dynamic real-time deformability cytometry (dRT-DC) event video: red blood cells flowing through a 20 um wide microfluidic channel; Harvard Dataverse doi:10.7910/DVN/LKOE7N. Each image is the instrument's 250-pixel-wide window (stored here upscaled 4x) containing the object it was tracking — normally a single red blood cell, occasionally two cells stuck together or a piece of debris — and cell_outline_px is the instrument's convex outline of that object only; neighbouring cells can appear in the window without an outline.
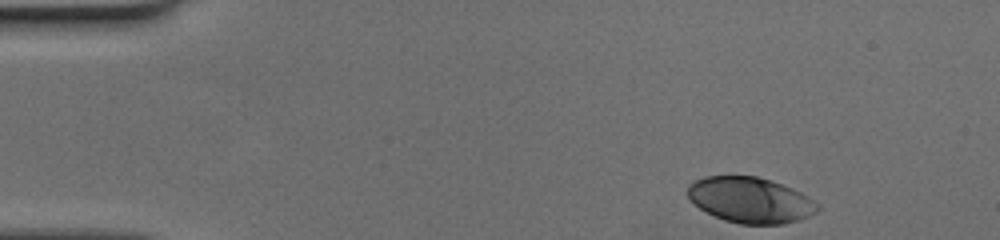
{"species": "human", "species_latin": "Homo sapiens", "temperature_condition": "cold", "stored_images_in_passage": 37, "camera_frame_rate_fps": 3000, "um_per_image_px": 0.085, "donor": {"sex": "female"}, "frame": {"image": 1, "passage_image": 1, "time_ms": 0.0, "image_size_px": [1000, 240], "cell_outline_px": [[820, 208], [816, 212], [808, 216], [784, 224], [740, 224], [724, 220], [700, 208], [688, 200], [688, 184], [704, 176], [756, 176], [772, 180], [792, 188], [800, 192], [812, 200]], "centroid_in_image_um": [63.75, 16.99], "position_along_channel_um": 21.3, "area_um2": 34.39}}
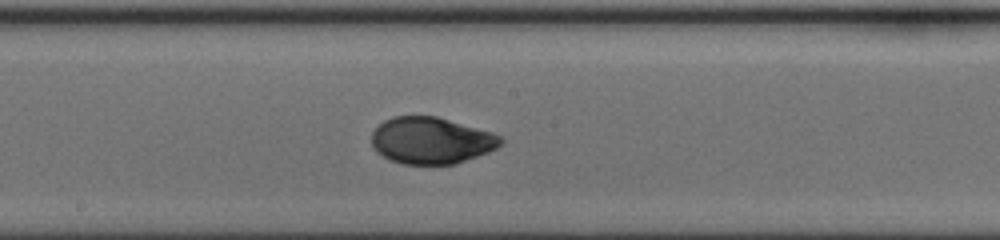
{"frame": {"image": 2, "passage_image": 22, "time_ms": 7.0, "image_size_px": [1000, 240], "cell_outline_px": [[504, 144], [488, 152], [456, 164], [400, 164], [388, 160], [376, 152], [372, 148], [372, 132], [384, 120], [392, 116], [436, 116], [492, 132], [504, 136]], "centroid_in_image_um": [36.66, 11.95], "position_along_channel_um": 211.5, "area_um2": 35.49}}
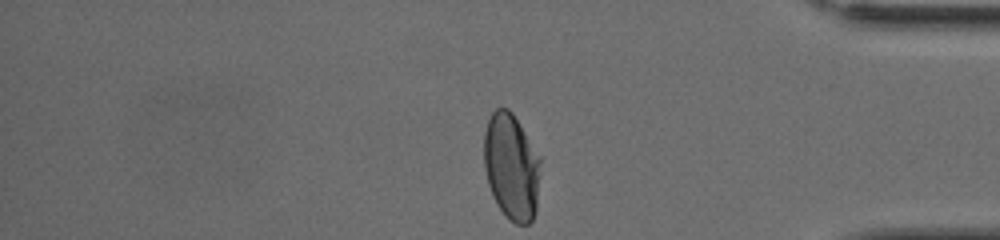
{"frame": {"image": 3, "passage_image": 37, "time_ms": 12.0, "image_size_px": [1000, 240], "cell_outline_px": [[540, 160], [536, 212], [532, 220], [528, 224], [516, 224], [508, 220], [496, 204], [492, 196], [488, 184], [484, 168], [484, 132], [488, 120], [492, 112], [496, 108], [508, 108], [512, 112], [540, 156]], "centroid_in_image_um": [43.45, 14.18], "position_along_channel_um": 391.7, "area_um2": 35.2}}